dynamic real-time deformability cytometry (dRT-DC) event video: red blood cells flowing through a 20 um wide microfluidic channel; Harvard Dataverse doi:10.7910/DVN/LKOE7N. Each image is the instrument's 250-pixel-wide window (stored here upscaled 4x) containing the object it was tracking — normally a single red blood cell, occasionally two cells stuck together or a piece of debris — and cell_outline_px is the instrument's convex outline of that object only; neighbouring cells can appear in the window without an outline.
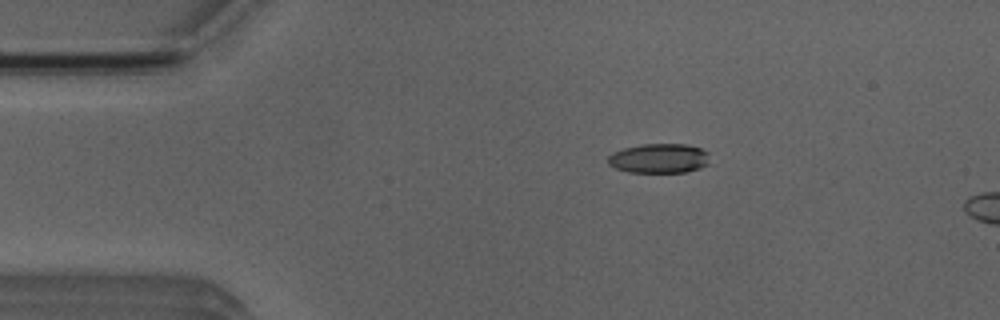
{"species": "Egyptian fruit bat (a non-hibernating species)", "species_latin": "Rousettus aegyptiacus", "temperature_condition": "room temperature", "stored_images_in_passage": 4, "camera_frame_rate_fps": 3000, "um_per_image_px": 0.085, "animal": {"sex": "male"}, "frame": {"image": 1, "passage_image": 3, "time_ms": 2.333, "image_size_px": [1000, 320], "cell_outline_px": [[708, 164], [700, 168], [684, 172], [628, 172], [616, 168], [608, 164], [608, 156], [612, 152], [624, 148], [640, 144], [688, 144], [700, 148], [708, 152]], "centroid_in_image_um": [56.01, 13.45], "position_along_channel_um": 29.0, "area_um2": 17.57}}